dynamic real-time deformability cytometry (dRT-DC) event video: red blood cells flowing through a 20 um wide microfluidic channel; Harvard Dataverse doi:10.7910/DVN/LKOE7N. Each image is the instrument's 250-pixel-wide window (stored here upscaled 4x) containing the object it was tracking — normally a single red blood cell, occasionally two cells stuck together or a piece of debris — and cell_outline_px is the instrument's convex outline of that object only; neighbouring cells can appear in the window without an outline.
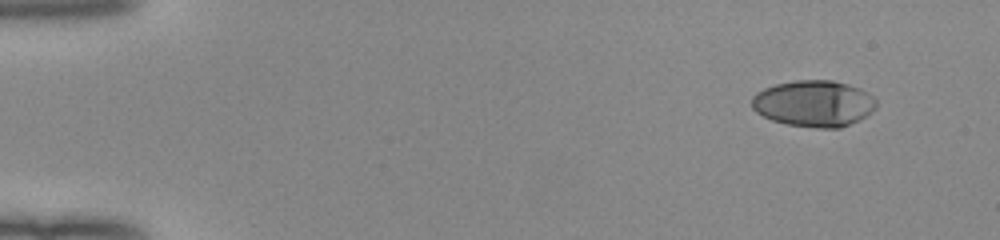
{"species": "human", "species_latin": "Homo sapiens", "temperature_condition": "room temperature", "stored_images_in_passage": 48, "camera_frame_rate_fps": 3000, "um_per_image_px": 0.085, "donor": {"sex": "female"}, "frame": {"image": 1, "passage_image": 1, "time_ms": 0.0, "image_size_px": [1000, 240], "cell_outline_px": [[876, 108], [872, 112], [840, 128], [816, 128], [788, 124], [772, 120], [756, 112], [752, 108], [752, 96], [756, 92], [764, 88], [776, 84], [796, 80], [832, 80], [848, 84], [860, 88], [872, 96], [876, 100]], "centroid_in_image_um": [69.16, 8.79], "position_along_channel_um": 15.8, "area_um2": 33.52}}
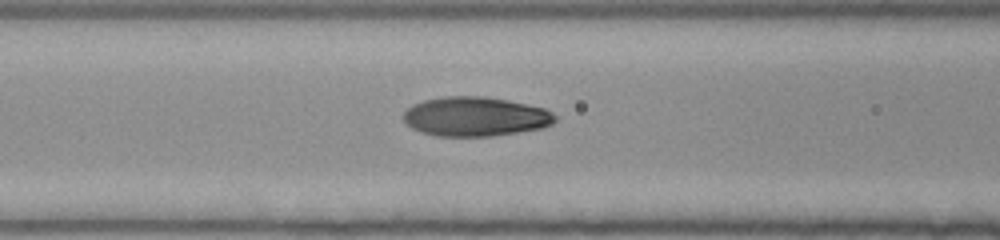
{"frame": {"image": 2, "passage_image": 19, "time_ms": 6.0, "image_size_px": [1000, 240], "cell_outline_px": [[556, 120], [552, 124], [544, 128], [492, 136], [436, 136], [420, 132], [412, 128], [404, 120], [404, 112], [412, 104], [424, 100], [444, 96], [484, 96], [508, 100], [528, 104], [544, 108], [552, 112], [556, 116]], "centroid_in_image_um": [40.42, 9.91], "position_along_channel_um": 126.2, "area_um2": 34.97}}
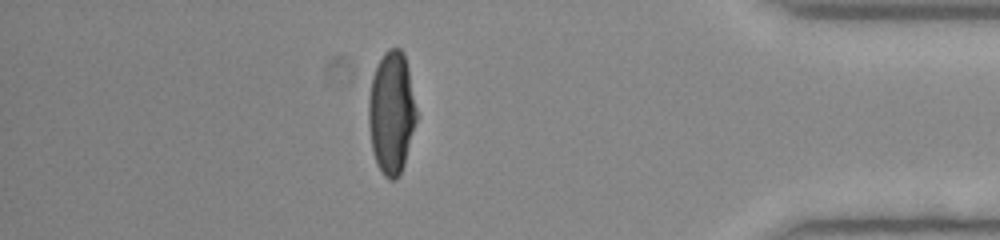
{"frame": {"image": 3, "passage_image": 42, "time_ms": 13.667, "image_size_px": [1000, 240], "cell_outline_px": [[416, 120], [404, 164], [400, 176], [396, 180], [388, 180], [384, 176], [376, 164], [372, 148], [368, 124], [368, 96], [372, 76], [376, 64], [384, 52], [388, 48], [400, 48], [404, 52], [408, 68], [416, 108]], "centroid_in_image_um": [33.25, 9.57], "position_along_channel_um": 401.9, "area_um2": 34.45}, "authors_computed_cell_mechanics": {"area_um2": 34.1309, "velocity_mm_per_s": 4.0396, "shape_relaxation_time_tau1_ms": 5.0432, "shape_relaxation_time_tau2_ms": 0.7075, "deformation_change_tau1": 0.2467, "deformation_change_tau2": 0.0503}}